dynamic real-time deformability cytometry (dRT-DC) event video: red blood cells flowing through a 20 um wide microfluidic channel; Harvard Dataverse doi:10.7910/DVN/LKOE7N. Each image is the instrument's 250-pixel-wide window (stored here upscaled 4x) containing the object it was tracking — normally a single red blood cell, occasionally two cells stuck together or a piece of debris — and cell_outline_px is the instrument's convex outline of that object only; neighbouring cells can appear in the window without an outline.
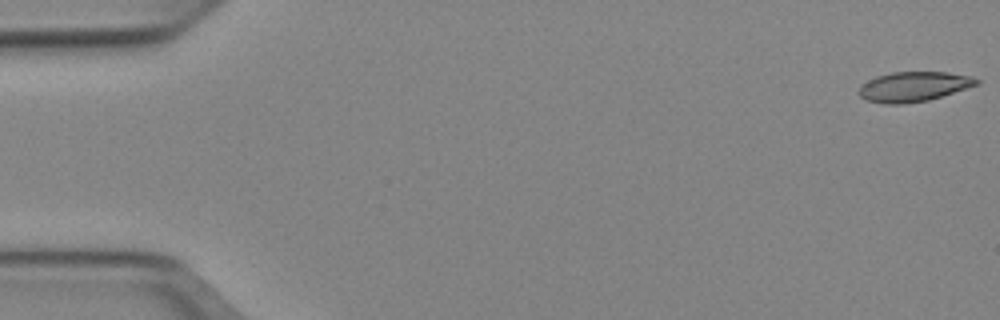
{"species": "Egyptian fruit bat (a non-hibernating species)", "species_latin": "Rousettus aegyptiacus", "temperature_condition": "cold", "stored_images_in_passage": 51, "camera_frame_rate_fps": 3000, "um_per_image_px": 0.085, "animal": {"sex": "female"}, "frame": {"image": 1, "passage_image": 1, "time_ms": 0.0, "image_size_px": [1000, 320], "cell_outline_px": [[980, 84], [928, 100], [904, 104], [884, 104], [864, 100], [856, 92], [860, 84], [876, 76], [892, 72], [944, 72], [972, 76], [980, 80]], "centroid_in_image_um": [77.61, 7.37], "position_along_channel_um": 7.4, "area_um2": 20.69}}
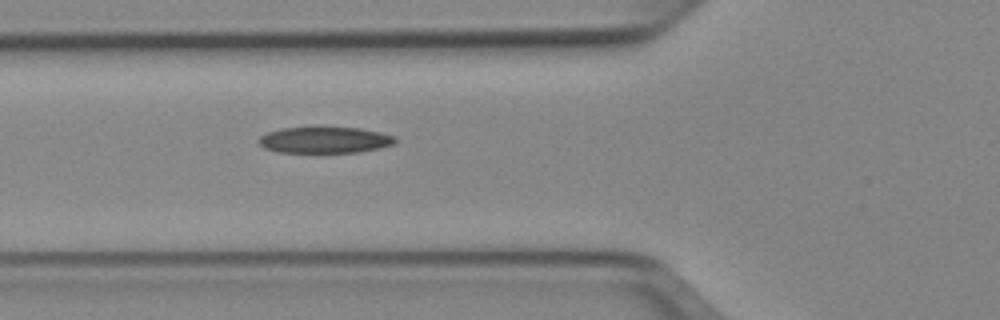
{"frame": {"image": 2, "passage_image": 19, "time_ms": 6.0, "image_size_px": [1000, 320], "cell_outline_px": [[396, 144], [380, 148], [360, 152], [280, 152], [264, 148], [256, 140], [260, 136], [268, 132], [284, 128], [360, 128], [380, 132], [396, 136]], "centroid_in_image_um": [27.64, 11.91], "position_along_channel_um": 98.2, "area_um2": 20.75}}
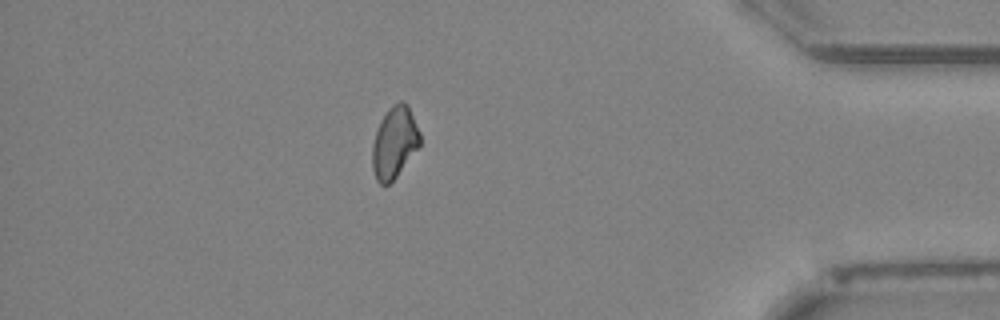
{"frame": {"image": 3, "passage_image": 45, "time_ms": 14.667, "image_size_px": [1000, 320], "cell_outline_px": [[420, 148], [396, 176], [388, 184], [380, 184], [376, 180], [372, 168], [372, 144], [380, 120], [388, 108], [392, 104], [400, 100], [408, 104], [420, 132]], "centroid_in_image_um": [33.53, 12.09], "position_along_channel_um": 401.7, "area_um2": 20.11}}